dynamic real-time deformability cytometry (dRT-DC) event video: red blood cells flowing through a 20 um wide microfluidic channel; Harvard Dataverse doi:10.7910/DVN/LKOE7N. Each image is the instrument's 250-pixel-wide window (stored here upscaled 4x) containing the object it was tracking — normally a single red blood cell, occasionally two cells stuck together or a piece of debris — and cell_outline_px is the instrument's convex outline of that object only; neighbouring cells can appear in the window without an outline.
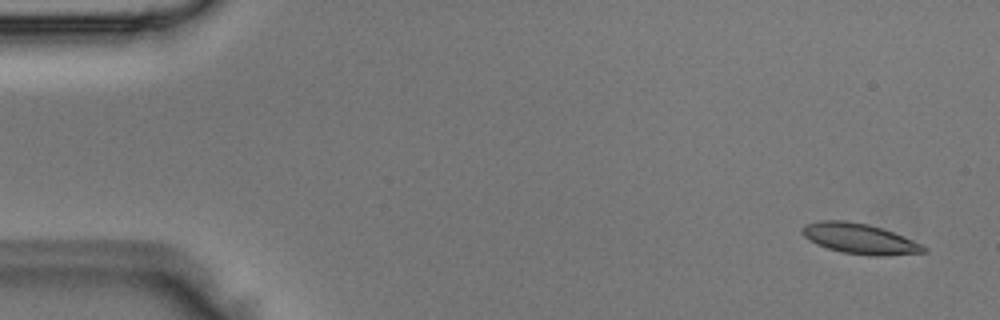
{"species": "Egyptian fruit bat (a non-hibernating species)", "species_latin": "Rousettus aegyptiacus", "temperature_condition": "room temperature", "stored_images_in_passage": 5, "camera_frame_rate_fps": 3000, "um_per_image_px": 0.085, "animal": {"sex": "male"}, "frame": {"image": 1, "passage_image": 1, "time_ms": 0.0, "image_size_px": [1000, 320], "cell_outline_px": [[928, 252], [880, 256], [868, 256], [844, 252], [828, 248], [816, 244], [808, 240], [800, 232], [800, 228], [804, 224], [820, 220], [844, 220], [868, 224], [892, 232], [924, 244], [928, 248]], "centroid_in_image_um": [73.06, 20.29], "position_along_channel_um": 11.9, "area_um2": 21.68}}
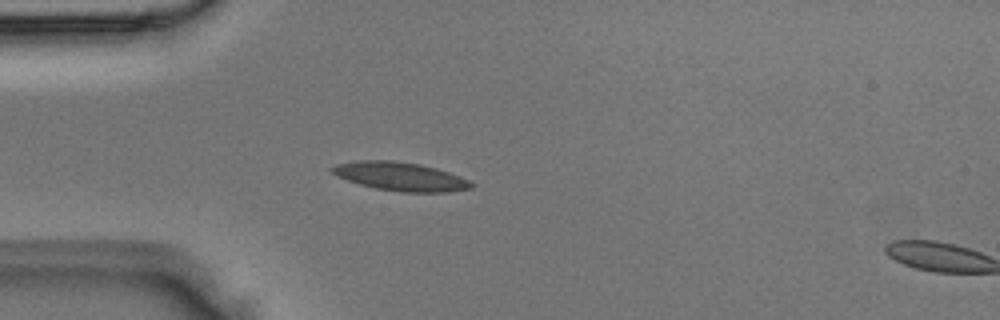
{"frame": {"image": 2, "passage_image": 4, "time_ms": 1.0, "image_size_px": [1000, 320], "cell_outline_px": [[476, 184], [472, 188], [448, 192], [404, 192], [376, 188], [360, 184], [336, 176], [328, 168], [336, 164], [356, 160], [392, 160], [420, 164], [436, 168], [460, 176]], "centroid_in_image_um": [34.03, 14.99], "position_along_channel_um": 51.0, "area_um2": 23.24}}